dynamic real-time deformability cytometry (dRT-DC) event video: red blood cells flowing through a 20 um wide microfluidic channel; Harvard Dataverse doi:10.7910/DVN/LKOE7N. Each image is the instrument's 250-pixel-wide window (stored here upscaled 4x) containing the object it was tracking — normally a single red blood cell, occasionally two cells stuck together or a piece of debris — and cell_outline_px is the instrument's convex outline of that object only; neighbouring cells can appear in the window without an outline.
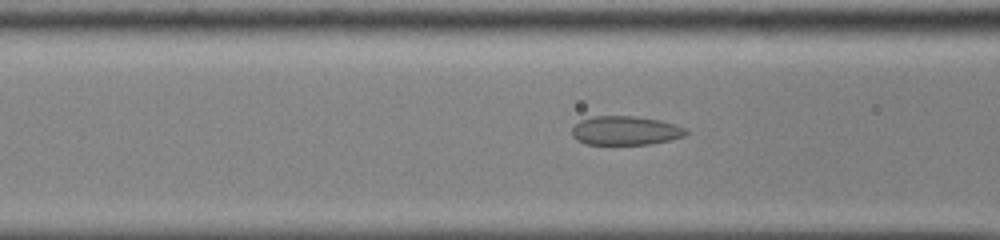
{"species": "common noctule bat (a hibernating species)", "species_latin": "Nyctalus noctula", "temperature_condition": "cold", "stored_images_in_passage": 53, "camera_frame_rate_fps": 3000, "um_per_image_px": 0.085, "animal": {"sex": "male", "body_mass_g": 13.0, "forearm_length_mm": 53.1}, "frame": {"image": 1, "passage_image": 23, "time_ms": 7.333, "image_size_px": [1000, 240], "cell_outline_px": [[688, 132], [684, 136], [668, 140], [648, 144], [584, 144], [576, 140], [572, 136], [572, 128], [580, 120], [596, 116], [636, 116], [660, 120], [676, 124], [684, 128]], "centroid_in_image_um": [53.14, 11.1], "position_along_channel_um": 113.5, "area_um2": 19.19}}
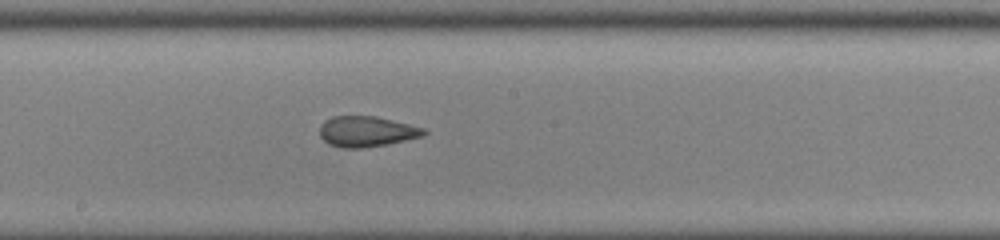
{"frame": {"image": 2, "passage_image": 31, "time_ms": 10.0, "image_size_px": [1000, 240], "cell_outline_px": [[428, 132], [424, 136], [388, 144], [360, 148], [340, 148], [328, 144], [320, 136], [320, 124], [324, 120], [332, 116], [376, 116], [424, 128]], "centroid_in_image_um": [31.14, 11.18], "position_along_channel_um": 217.1, "area_um2": 18.67}}
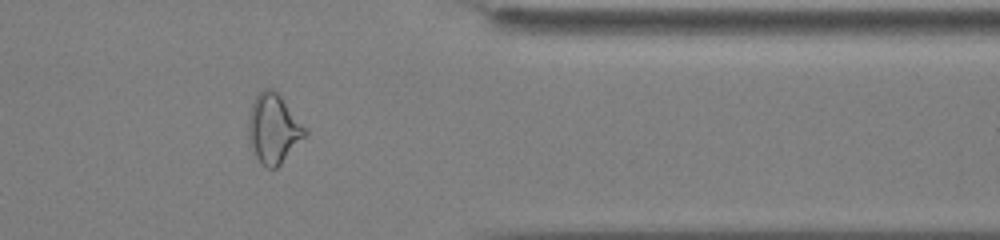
{"frame": {"image": 3, "passage_image": 45, "time_ms": 14.667, "image_size_px": [1000, 240], "cell_outline_px": [[308, 132], [280, 164], [276, 168], [268, 168], [256, 156], [248, 140], [248, 116], [252, 104], [256, 96], [264, 88], [272, 88], [280, 96]], "centroid_in_image_um": [23.21, 10.92], "position_along_channel_um": 388.2, "area_um2": 22.2}}